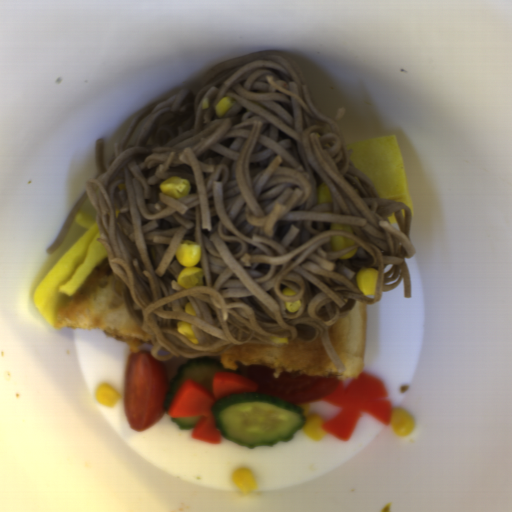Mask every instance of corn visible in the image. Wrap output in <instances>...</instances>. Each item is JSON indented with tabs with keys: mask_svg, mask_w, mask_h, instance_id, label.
Returning a JSON list of instances; mask_svg holds the SVG:
<instances>
[{
	"mask_svg": "<svg viewBox=\"0 0 512 512\" xmlns=\"http://www.w3.org/2000/svg\"><path fill=\"white\" fill-rule=\"evenodd\" d=\"M201 255L200 244L187 239L180 241L176 252V260L183 266L177 282L187 290L202 285L204 281L202 269L195 267L200 262Z\"/></svg>",
	"mask_w": 512,
	"mask_h": 512,
	"instance_id": "1",
	"label": "corn"
},
{
	"mask_svg": "<svg viewBox=\"0 0 512 512\" xmlns=\"http://www.w3.org/2000/svg\"><path fill=\"white\" fill-rule=\"evenodd\" d=\"M299 407L304 415L305 423L300 429L301 432L311 441L320 442L326 435L327 432L323 429L325 418L321 415L311 414L310 402L303 405H294Z\"/></svg>",
	"mask_w": 512,
	"mask_h": 512,
	"instance_id": "2",
	"label": "corn"
},
{
	"mask_svg": "<svg viewBox=\"0 0 512 512\" xmlns=\"http://www.w3.org/2000/svg\"><path fill=\"white\" fill-rule=\"evenodd\" d=\"M161 193L172 199H180L190 193L189 180L178 176H172L159 184Z\"/></svg>",
	"mask_w": 512,
	"mask_h": 512,
	"instance_id": "3",
	"label": "corn"
},
{
	"mask_svg": "<svg viewBox=\"0 0 512 512\" xmlns=\"http://www.w3.org/2000/svg\"><path fill=\"white\" fill-rule=\"evenodd\" d=\"M389 426L395 435L407 437L414 427V419L405 410L393 409Z\"/></svg>",
	"mask_w": 512,
	"mask_h": 512,
	"instance_id": "4",
	"label": "corn"
},
{
	"mask_svg": "<svg viewBox=\"0 0 512 512\" xmlns=\"http://www.w3.org/2000/svg\"><path fill=\"white\" fill-rule=\"evenodd\" d=\"M231 481L238 487L242 494H248L256 490L258 485L250 467H240L233 470Z\"/></svg>",
	"mask_w": 512,
	"mask_h": 512,
	"instance_id": "5",
	"label": "corn"
},
{
	"mask_svg": "<svg viewBox=\"0 0 512 512\" xmlns=\"http://www.w3.org/2000/svg\"><path fill=\"white\" fill-rule=\"evenodd\" d=\"M356 284L362 294L376 295L378 284V270L365 268L360 269L355 277Z\"/></svg>",
	"mask_w": 512,
	"mask_h": 512,
	"instance_id": "6",
	"label": "corn"
},
{
	"mask_svg": "<svg viewBox=\"0 0 512 512\" xmlns=\"http://www.w3.org/2000/svg\"><path fill=\"white\" fill-rule=\"evenodd\" d=\"M94 398L101 405L108 408H114L116 403L119 401L120 396L114 388L104 382L98 385Z\"/></svg>",
	"mask_w": 512,
	"mask_h": 512,
	"instance_id": "7",
	"label": "corn"
},
{
	"mask_svg": "<svg viewBox=\"0 0 512 512\" xmlns=\"http://www.w3.org/2000/svg\"><path fill=\"white\" fill-rule=\"evenodd\" d=\"M330 243L333 251L337 252L354 245L355 241L354 239L338 234L336 236L330 237Z\"/></svg>",
	"mask_w": 512,
	"mask_h": 512,
	"instance_id": "8",
	"label": "corn"
},
{
	"mask_svg": "<svg viewBox=\"0 0 512 512\" xmlns=\"http://www.w3.org/2000/svg\"><path fill=\"white\" fill-rule=\"evenodd\" d=\"M176 328L177 331L188 341H190L193 344H197L198 341L194 335L192 324L181 320L180 322L177 323Z\"/></svg>",
	"mask_w": 512,
	"mask_h": 512,
	"instance_id": "9",
	"label": "corn"
},
{
	"mask_svg": "<svg viewBox=\"0 0 512 512\" xmlns=\"http://www.w3.org/2000/svg\"><path fill=\"white\" fill-rule=\"evenodd\" d=\"M233 106L234 101L231 97H223L215 105V114L222 117Z\"/></svg>",
	"mask_w": 512,
	"mask_h": 512,
	"instance_id": "10",
	"label": "corn"
},
{
	"mask_svg": "<svg viewBox=\"0 0 512 512\" xmlns=\"http://www.w3.org/2000/svg\"><path fill=\"white\" fill-rule=\"evenodd\" d=\"M318 202L319 204L331 202V196L327 185H324L321 188H319Z\"/></svg>",
	"mask_w": 512,
	"mask_h": 512,
	"instance_id": "11",
	"label": "corn"
},
{
	"mask_svg": "<svg viewBox=\"0 0 512 512\" xmlns=\"http://www.w3.org/2000/svg\"><path fill=\"white\" fill-rule=\"evenodd\" d=\"M302 303L301 300H297L295 302H286L285 301V307L288 310L289 313H297L300 309Z\"/></svg>",
	"mask_w": 512,
	"mask_h": 512,
	"instance_id": "12",
	"label": "corn"
}]
</instances>
